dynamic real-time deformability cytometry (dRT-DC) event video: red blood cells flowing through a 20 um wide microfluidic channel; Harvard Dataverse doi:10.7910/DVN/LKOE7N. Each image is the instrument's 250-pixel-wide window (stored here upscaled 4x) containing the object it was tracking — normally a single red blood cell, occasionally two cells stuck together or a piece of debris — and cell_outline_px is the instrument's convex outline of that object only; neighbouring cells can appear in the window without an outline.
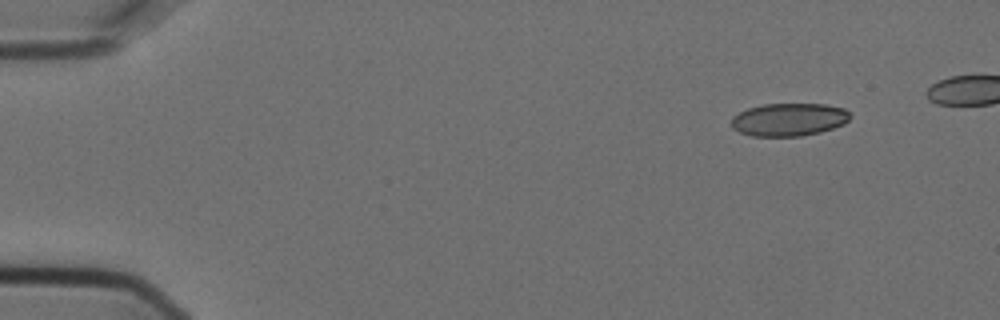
{"species": "Egyptian fruit bat (a non-hibernating species)", "species_latin": "Rousettus aegyptiacus", "temperature_condition": "cold", "stored_images_in_passage": 5, "camera_frame_rate_fps": 3000, "um_per_image_px": 0.085, "animal": {"sex": "female"}, "frame": {"image": 1, "passage_image": 1, "time_ms": 0.0, "image_size_px": [1000, 320], "cell_outline_px": [[848, 120], [844, 124], [820, 132], [800, 136], [752, 136], [740, 132], [732, 128], [732, 116], [748, 108], [764, 104], [824, 104], [844, 108], [848, 112]], "centroid_in_image_um": [67.03, 10.16], "position_along_channel_um": 18.0, "area_um2": 22.6}}